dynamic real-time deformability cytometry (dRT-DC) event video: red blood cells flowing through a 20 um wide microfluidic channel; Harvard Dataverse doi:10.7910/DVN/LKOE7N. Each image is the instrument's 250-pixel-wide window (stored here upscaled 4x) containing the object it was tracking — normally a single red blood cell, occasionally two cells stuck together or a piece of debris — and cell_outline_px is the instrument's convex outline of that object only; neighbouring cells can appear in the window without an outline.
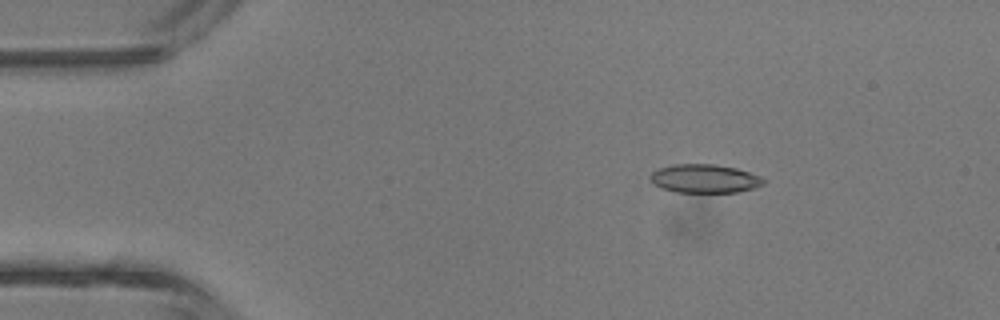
{"species": "common noctule bat (a hibernating species)", "species_latin": "Nyctalus noctula", "temperature_condition": "room temperature", "stored_images_in_passage": 7, "camera_frame_rate_fps": 3000, "um_per_image_px": 0.085, "animal": {"sex": "male", "body_mass_g": 13.3}, "frame": {"image": 1, "passage_image": 1, "time_ms": 0.0, "image_size_px": [1000, 320], "cell_outline_px": [[764, 184], [756, 188], [736, 192], [676, 192], [660, 188], [648, 176], [652, 172], [660, 168], [672, 164], [712, 164], [736, 168], [760, 176], [764, 180]], "centroid_in_image_um": [59.89, 15.18], "position_along_channel_um": 25.1, "area_um2": 18.79}}